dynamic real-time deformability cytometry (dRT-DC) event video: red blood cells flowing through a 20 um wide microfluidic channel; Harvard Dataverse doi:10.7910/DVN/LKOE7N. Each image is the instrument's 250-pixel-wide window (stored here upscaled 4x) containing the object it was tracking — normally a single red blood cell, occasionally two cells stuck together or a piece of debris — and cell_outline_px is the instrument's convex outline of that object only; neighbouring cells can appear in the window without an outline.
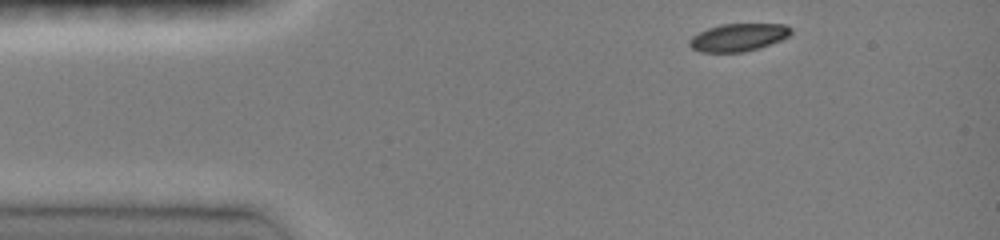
{"species": "common noctule bat (a hibernating species)", "species_latin": "Nyctalus noctula", "temperature_condition": "room temperature", "stored_images_in_passage": 37, "camera_frame_rate_fps": 3000, "um_per_image_px": 0.085, "animal": {"sex": "female", "body_mass_g": 19.0, "forearm_length_mm": 51.5}, "frame": {"image": 1, "passage_image": 1, "time_ms": 0.0, "image_size_px": [1000, 240], "cell_outline_px": [[792, 32], [788, 36], [780, 40], [760, 48], [744, 52], [700, 52], [692, 48], [688, 44], [688, 40], [692, 36], [708, 28], [720, 24], [784, 24], [792, 28]], "centroid_in_image_um": [62.74, 3.18], "position_along_channel_um": 22.3, "area_um2": 16.42}}
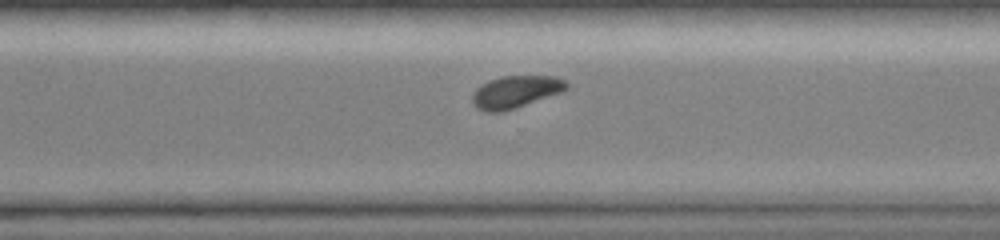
{"frame": {"image": 2, "passage_image": 28, "time_ms": 9.0, "image_size_px": [1000, 240], "cell_outline_px": [[568, 88], [560, 92], [516, 108], [500, 112], [488, 112], [476, 108], [472, 100], [472, 96], [476, 88], [488, 80], [500, 76], [556, 76], [564, 80], [568, 84]], "centroid_in_image_um": [43.8, 7.8], "position_along_channel_um": 326.8, "area_um2": 17.63}}
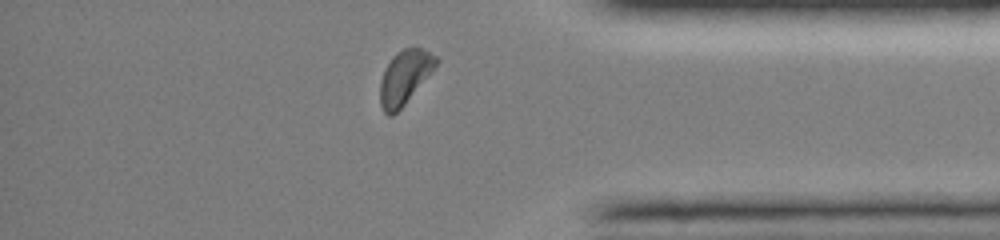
{"frame": {"image": 3, "passage_image": 34, "time_ms": 11.0, "image_size_px": [1000, 240], "cell_outline_px": [[440, 60], [404, 104], [392, 116], [388, 116], [384, 112], [380, 104], [380, 80], [384, 68], [392, 56], [396, 52], [404, 48], [420, 48], [436, 56]], "centroid_in_image_um": [34.35, 6.55], "position_along_channel_um": 400.9, "area_um2": 17.22}, "authors_computed_cell_mechanics": {"area_um2": 18.1492, "velocity_mm_per_s": 4.0806, "shape_relaxation_time_tau1_ms": 2.5792, "shape_relaxation_time_tau2_ms": null, "deformation_change_tau1": 0.1048, "deformation_change_tau2": null}}